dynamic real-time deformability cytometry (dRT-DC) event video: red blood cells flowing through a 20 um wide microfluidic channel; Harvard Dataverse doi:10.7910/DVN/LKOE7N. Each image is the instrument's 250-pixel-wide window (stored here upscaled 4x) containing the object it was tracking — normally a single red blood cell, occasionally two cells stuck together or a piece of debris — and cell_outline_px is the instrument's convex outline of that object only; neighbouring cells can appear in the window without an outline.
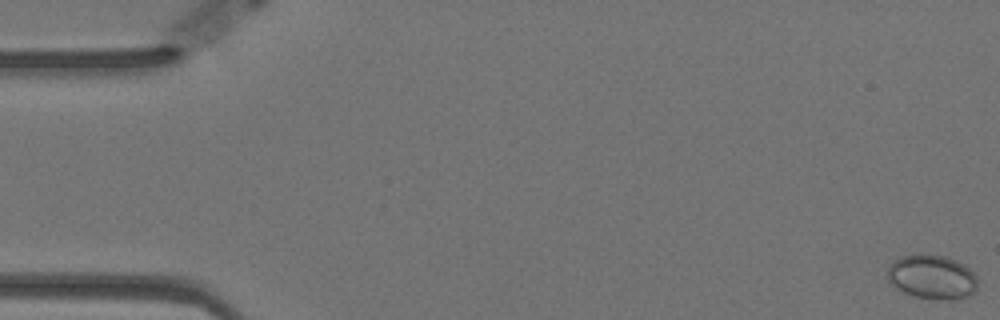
{"species": "Egyptian fruit bat (a non-hibernating species)", "species_latin": "Rousettus aegyptiacus", "temperature_condition": "warm", "stored_images_in_passage": 59, "camera_frame_rate_fps": 3000, "um_per_image_px": 0.085, "animal": {"sex": "female"}, "frame": {"image": 1, "passage_image": 1, "time_ms": 0.0, "image_size_px": [1000, 320], "cell_outline_px": [[976, 292], [972, 296], [956, 300], [936, 300], [916, 296], [904, 292], [896, 288], [888, 280], [888, 264], [892, 260], [900, 256], [944, 256], [956, 260], [964, 264], [976, 276]], "centroid_in_image_um": [79.24, 23.58], "position_along_channel_um": 5.8, "area_um2": 23.24}}
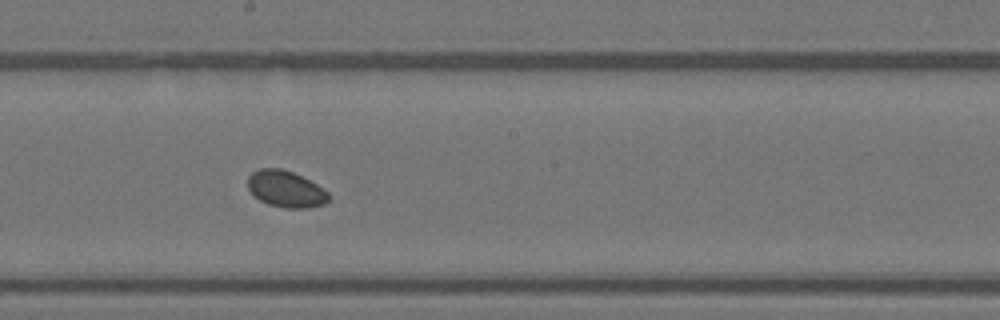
{"frame": {"image": 2, "passage_image": 32, "time_ms": 10.333, "image_size_px": [1000, 320], "cell_outline_px": [[328, 200], [324, 204], [308, 208], [284, 208], [268, 204], [252, 196], [248, 188], [248, 176], [252, 172], [260, 168], [280, 168], [292, 172], [316, 184], [328, 192]], "centroid_in_image_um": [24.25, 16.07], "position_along_channel_um": 224.0, "area_um2": 17.17}}
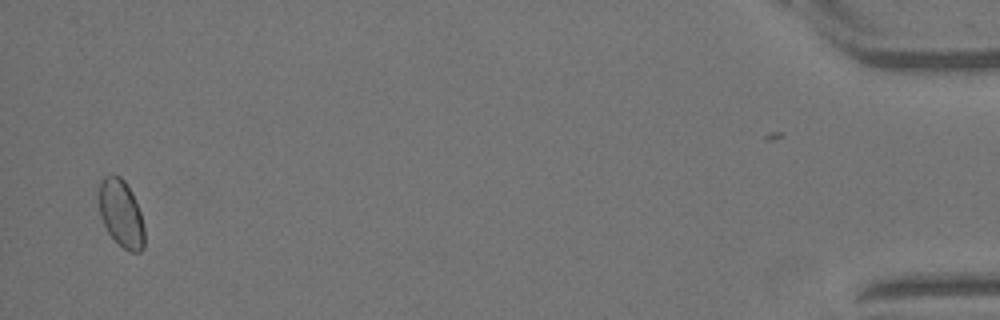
{"frame": {"image": 3, "passage_image": 57, "time_ms": 18.667, "image_size_px": [1000, 320], "cell_outline_px": [[144, 248], [140, 252], [132, 252], [124, 248], [108, 232], [100, 216], [96, 200], [100, 180], [104, 176], [112, 172], [120, 176], [124, 180], [132, 192], [140, 212], [144, 228]], "centroid_in_image_um": [10.25, 18.07], "position_along_channel_um": 425.0, "area_um2": 18.26}, "authors_computed_cell_mechanics": {"area_um2": 17.629, "velocity_mm_per_s": 3.496, "shape_relaxation_time_tau1_ms": null, "shape_relaxation_time_tau2_ms": 7.3934, "deformation_change_tau1": null, "deformation_change_tau2": 0.0456}}